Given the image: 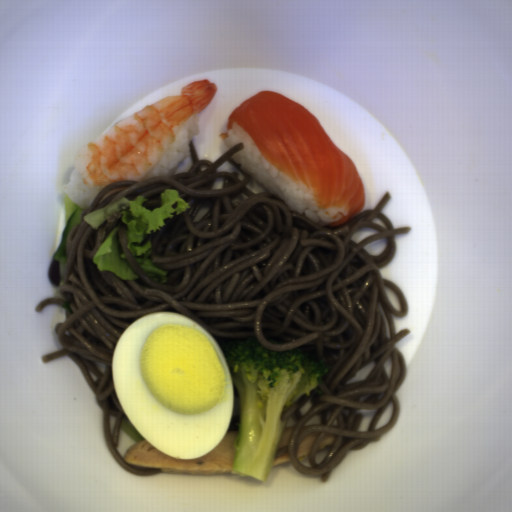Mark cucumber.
Listing matches in <instances>:
<instances>
[{"label":"cucumber","mask_w":512,"mask_h":512,"mask_svg":"<svg viewBox=\"0 0 512 512\" xmlns=\"http://www.w3.org/2000/svg\"><path fill=\"white\" fill-rule=\"evenodd\" d=\"M84 213L83 207H77L75 208L68 216L66 220V224L63 229L62 237L57 245V247L54 250L53 257L56 261H59L61 263H64L66 265L67 262V256H66V237L67 233L76 225L80 224L82 215Z\"/></svg>","instance_id":"cucumber-1"}]
</instances>
